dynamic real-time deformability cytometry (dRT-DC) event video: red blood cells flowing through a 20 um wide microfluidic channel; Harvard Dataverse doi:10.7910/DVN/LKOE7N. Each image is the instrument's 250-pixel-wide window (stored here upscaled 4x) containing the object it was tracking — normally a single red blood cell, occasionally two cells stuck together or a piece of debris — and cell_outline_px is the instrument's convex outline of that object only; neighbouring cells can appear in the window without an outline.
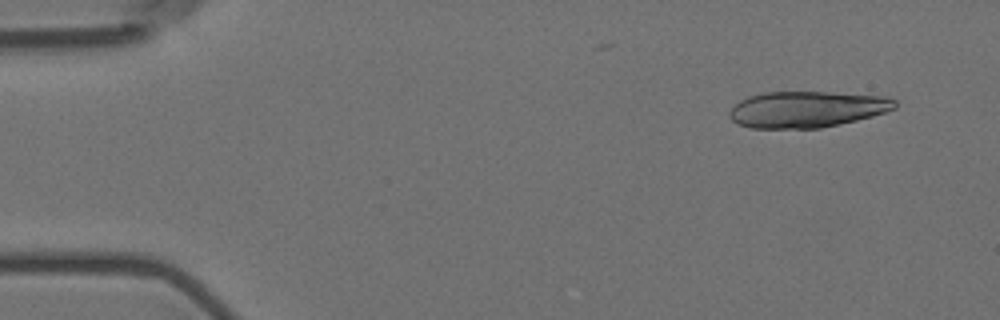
{"species": "Egyptian fruit bat (a non-hibernating species)", "species_latin": "Rousettus aegyptiacus", "temperature_condition": "room temperature", "stored_images_in_passage": 5, "camera_frame_rate_fps": 3000, "um_per_image_px": 0.085, "animal": {"sex": "female"}, "frame": {"image": 1, "passage_image": 1, "time_ms": 0.0, "image_size_px": [1000, 320], "cell_outline_px": [[896, 108], [872, 116], [840, 124], [820, 128], [752, 128], [736, 124], [728, 116], [728, 112], [740, 100], [748, 96], [764, 92], [828, 92], [888, 96], [896, 100]], "centroid_in_image_um": [68.57, 9.29], "position_along_channel_um": 16.4, "area_um2": 35.08}}
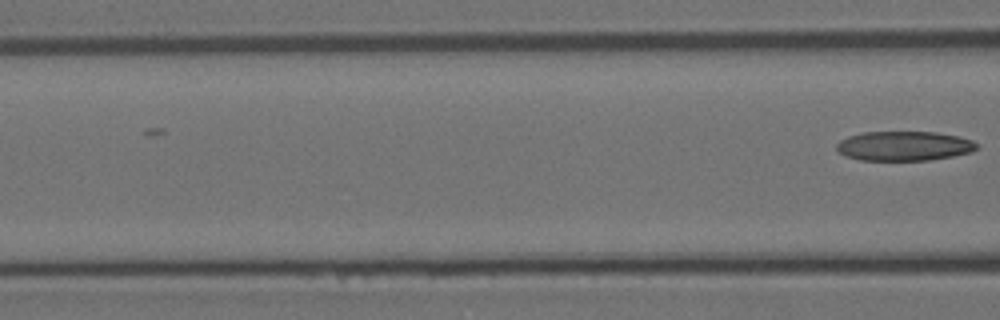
{"frame": {"image": 2, "passage_image": 5, "time_ms": 1.333, "image_size_px": [1000, 320], "cell_outline_px": [[980, 148], [972, 152], [952, 156], [928, 160], [860, 160], [844, 156], [836, 152], [836, 144], [840, 140], [848, 136], [864, 132], [936, 132], [960, 136], [972, 140], [980, 144]], "centroid_in_image_um": [76.86, 12.41], "position_along_channel_um": 89.7, "area_um2": 24.45}}